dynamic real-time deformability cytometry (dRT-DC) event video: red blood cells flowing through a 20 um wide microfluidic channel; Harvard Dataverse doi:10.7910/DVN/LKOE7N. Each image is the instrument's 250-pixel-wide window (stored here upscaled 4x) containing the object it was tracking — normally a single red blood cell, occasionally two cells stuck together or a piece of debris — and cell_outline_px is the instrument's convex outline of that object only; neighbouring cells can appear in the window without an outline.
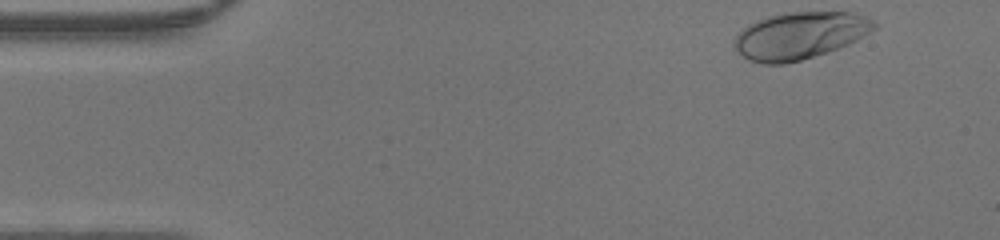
{"species": "human", "species_latin": "Homo sapiens", "temperature_condition": "warm", "stored_images_in_passage": 44, "camera_frame_rate_fps": 3000, "um_per_image_px": 0.085, "donor": {"sex": "male"}, "frame": {"image": 1, "passage_image": 1, "time_ms": 0.0, "image_size_px": [1000, 240], "cell_outline_px": [[880, 24], [876, 28], [856, 40], [848, 44], [828, 52], [800, 60], [784, 64], [760, 64], [748, 60], [732, 44], [736, 36], [748, 24], [768, 16], [792, 12], [852, 12], [864, 16]], "centroid_in_image_um": [67.99, 3.02], "position_along_channel_um": 17.0, "area_um2": 38.21}}
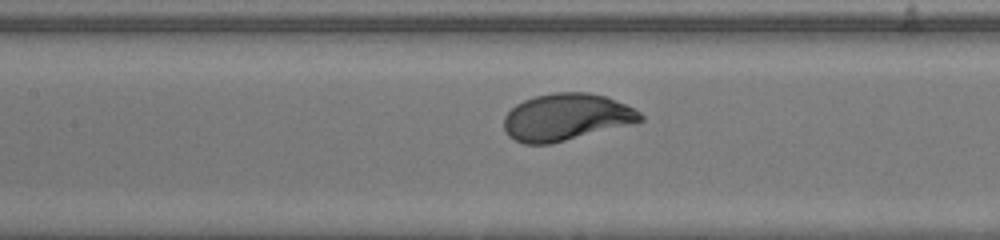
{"frame": {"image": 2, "passage_image": 18, "time_ms": 5.667, "image_size_px": [1000, 240], "cell_outline_px": [[644, 120], [632, 124], [552, 144], [524, 144], [508, 136], [504, 132], [504, 116], [516, 104], [524, 100], [536, 96], [556, 92], [588, 92], [608, 96], [640, 112], [644, 116]], "centroid_in_image_um": [48.13, 9.96], "position_along_channel_um": 159.3, "area_um2": 37.51}}
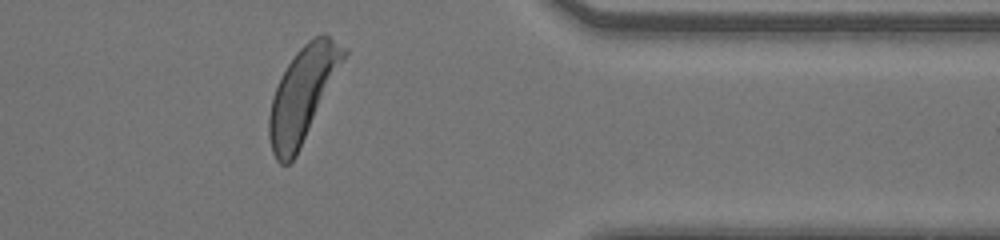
{"frame": {"image": 3, "passage_image": 35, "time_ms": 11.333, "image_size_px": [1000, 240], "cell_outline_px": [[348, 52], [296, 156], [288, 164], [280, 164], [276, 160], [272, 152], [268, 136], [268, 116], [272, 96], [288, 64], [296, 52], [308, 40], [324, 32], [348, 48]], "centroid_in_image_um": [25.71, 8.01], "position_along_channel_um": 385.7, "area_um2": 40.4}}